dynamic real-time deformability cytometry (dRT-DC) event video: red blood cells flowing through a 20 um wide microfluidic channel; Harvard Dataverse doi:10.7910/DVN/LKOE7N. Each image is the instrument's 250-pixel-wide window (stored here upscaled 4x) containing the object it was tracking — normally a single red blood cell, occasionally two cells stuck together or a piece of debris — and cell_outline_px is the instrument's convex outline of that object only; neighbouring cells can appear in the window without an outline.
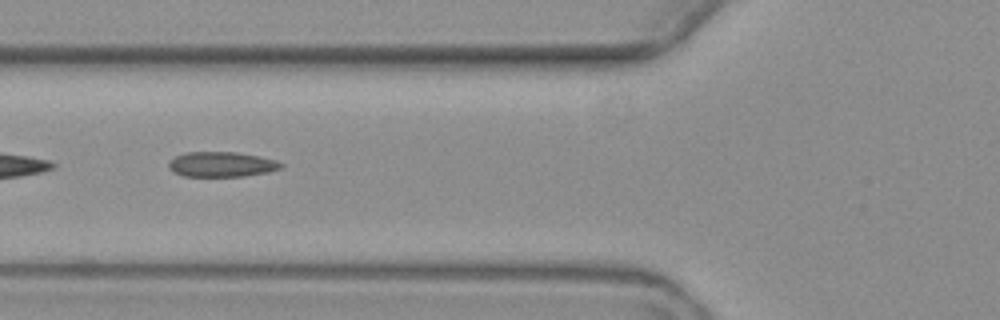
{"species": "common noctule bat (a hibernating species)", "species_latin": "Nyctalus noctula", "temperature_condition": "warm", "stored_images_in_passage": 7, "segment_of_instrument_passage": [2, 2], "camera_frame_rate_fps": 3000, "um_per_image_px": 0.085, "animal": {"sex": "female", "body_mass_g": 19.3, "forearm_length_mm": 54.1}, "frame": {"image": 1, "passage_image": 6, "time_ms": 6.0, "image_size_px": [1000, 320], "cell_outline_px": [[284, 164], [280, 168], [268, 172], [244, 176], [184, 176], [172, 172], [168, 168], [168, 164], [176, 156], [188, 152], [236, 152], [260, 156], [276, 160]], "centroid_in_image_um": [18.84, 13.97], "position_along_channel_um": 107.0, "area_um2": 16.36}}